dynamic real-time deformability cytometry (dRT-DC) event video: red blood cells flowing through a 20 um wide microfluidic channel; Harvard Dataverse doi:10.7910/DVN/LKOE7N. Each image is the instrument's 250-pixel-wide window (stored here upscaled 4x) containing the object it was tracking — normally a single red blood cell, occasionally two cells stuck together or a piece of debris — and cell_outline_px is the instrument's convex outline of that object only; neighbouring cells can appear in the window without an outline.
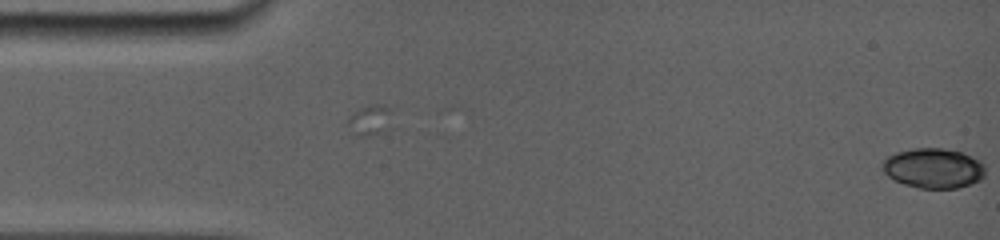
{"species": "common noctule bat (a hibernating species)", "species_latin": "Nyctalus noctula", "temperature_condition": "room temperature", "stored_images_in_passage": 15, "segment_of_instrument_passage": [2, 2], "camera_frame_rate_fps": 5000, "um_per_image_px": 0.085, "animal": {"sex": "female", "body_mass_g": 19.0, "forearm_length_mm": 56.7}, "frame": {"image": 1, "passage_image": 15, "time_ms": 3.2, "image_size_px": [1000, 240], "cell_outline_px": [[984, 176], [980, 180], [956, 188], [920, 188], [904, 184], [892, 180], [884, 172], [880, 164], [888, 156], [896, 152], [912, 148], [944, 148], [960, 152], [972, 156], [980, 160], [984, 164]], "centroid_in_image_um": [79.31, 14.29], "position_along_channel_um": 5.7, "area_um2": 24.04}}